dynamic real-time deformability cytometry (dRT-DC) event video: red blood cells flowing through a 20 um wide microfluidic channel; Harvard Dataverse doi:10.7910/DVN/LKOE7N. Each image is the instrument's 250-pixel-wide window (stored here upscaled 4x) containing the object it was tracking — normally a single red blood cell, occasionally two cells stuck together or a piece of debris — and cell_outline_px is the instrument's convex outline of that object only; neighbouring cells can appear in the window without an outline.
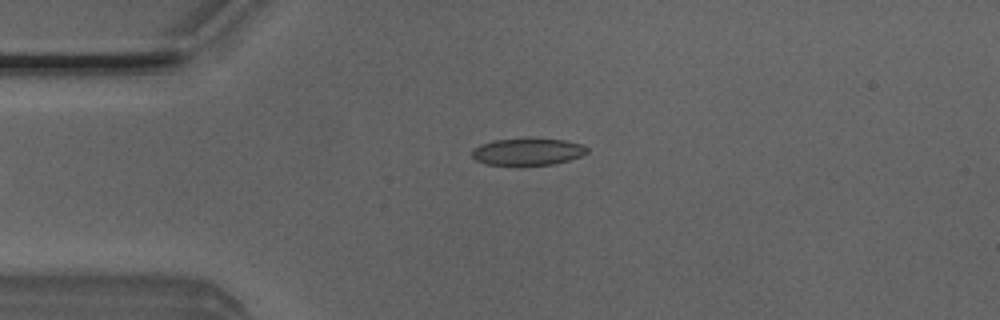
{"species": "Egyptian fruit bat (a non-hibernating species)", "species_latin": "Rousettus aegyptiacus", "temperature_condition": "room temperature", "stored_images_in_passage": 21, "camera_frame_rate_fps": 3000, "um_per_image_px": 0.085, "animal": {"sex": "male"}, "frame": {"image": 1, "passage_image": 1, "time_ms": 0.0, "image_size_px": [1000, 320], "cell_outline_px": [[588, 152], [580, 156], [568, 160], [552, 164], [484, 164], [476, 160], [472, 156], [472, 148], [480, 144], [496, 140], [564, 140], [584, 144], [588, 148]], "centroid_in_image_um": [44.85, 12.9], "position_along_channel_um": 40.1, "area_um2": 17.46}}
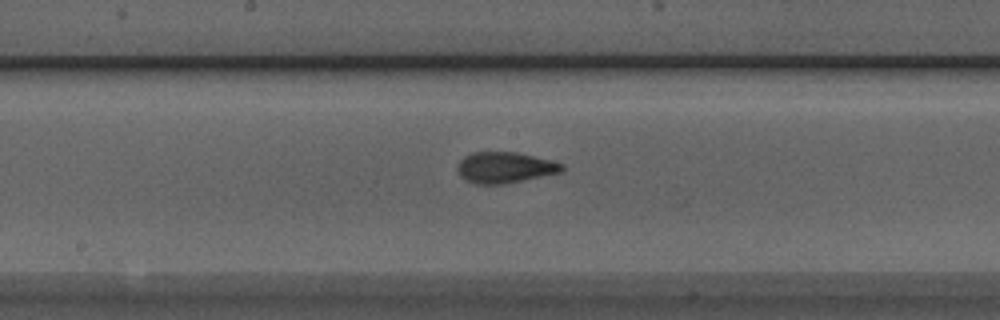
{"frame": {"image": 2, "passage_image": 15, "time_ms": 4.667, "image_size_px": [1000, 320], "cell_outline_px": [[564, 172], [504, 184], [476, 184], [464, 180], [460, 176], [456, 168], [460, 160], [464, 156], [472, 152], [516, 152], [564, 164]], "centroid_in_image_um": [42.89, 14.25], "position_along_channel_um": 205.3, "area_um2": 18.96}}
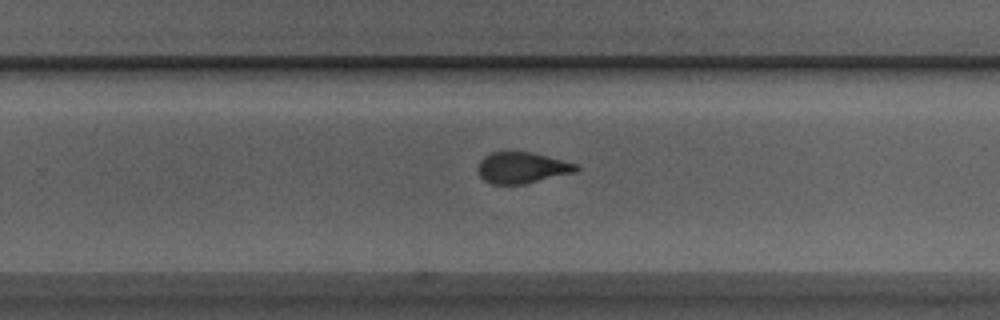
{"frame": {"image": 3, "passage_image": 21, "time_ms": 6.667, "image_size_px": [1000, 320], "cell_outline_px": [[580, 168], [576, 172], [524, 184], [492, 184], [484, 180], [480, 176], [476, 168], [480, 160], [484, 156], [492, 152], [508, 148], [528, 152], [576, 164]], "centroid_in_image_um": [44.29, 14.23], "position_along_channel_um": 285.5, "area_um2": 18.15}}